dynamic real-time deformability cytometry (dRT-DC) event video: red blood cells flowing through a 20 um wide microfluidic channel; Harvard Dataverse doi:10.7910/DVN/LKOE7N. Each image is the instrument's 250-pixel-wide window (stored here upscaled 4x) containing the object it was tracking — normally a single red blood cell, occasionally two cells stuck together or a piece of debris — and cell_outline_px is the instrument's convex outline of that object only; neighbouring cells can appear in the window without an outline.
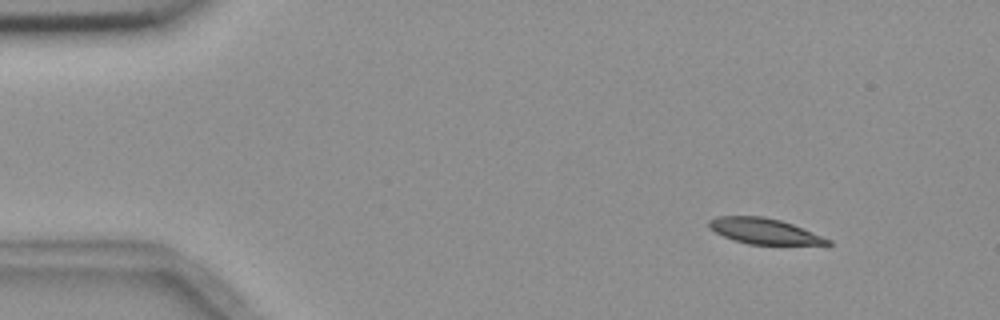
{"species": "common noctule bat (a hibernating species)", "species_latin": "Nyctalus noctula", "temperature_condition": "room temperature", "stored_images_in_passage": 7, "camera_frame_rate_fps": 3000, "um_per_image_px": 0.085, "animal": {"sex": "female", "body_mass_g": 18.4}, "frame": {"image": 1, "passage_image": 2, "time_ms": 1.0, "image_size_px": [1000, 320], "cell_outline_px": [[832, 244], [828, 248], [748, 244], [724, 236], [708, 228], [708, 220], [716, 216], [764, 216], [780, 220], [792, 224], [832, 240]], "centroid_in_image_um": [65.13, 19.71], "position_along_channel_um": 19.9, "area_um2": 18.73}}
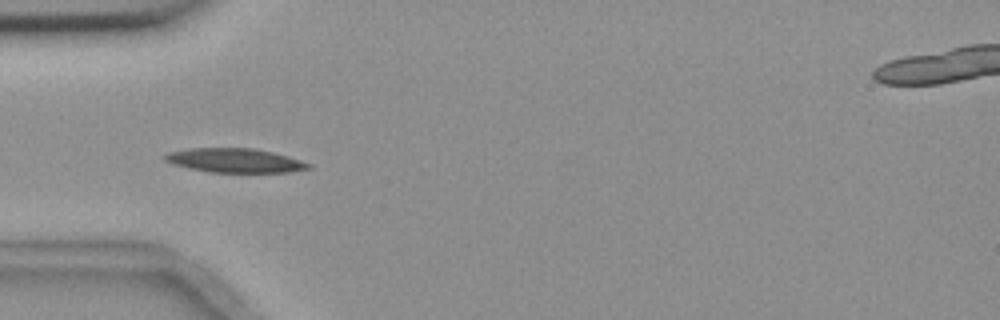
{"frame": {"image": 2, "passage_image": 5, "time_ms": 4.667, "image_size_px": [1000, 320], "cell_outline_px": [[312, 168], [288, 172], [208, 172], [188, 168], [172, 164], [164, 160], [160, 156], [168, 152], [188, 148], [256, 148], [288, 156], [312, 164]], "centroid_in_image_um": [19.92, 13.63], "position_along_channel_um": 65.1, "area_um2": 20.4}}
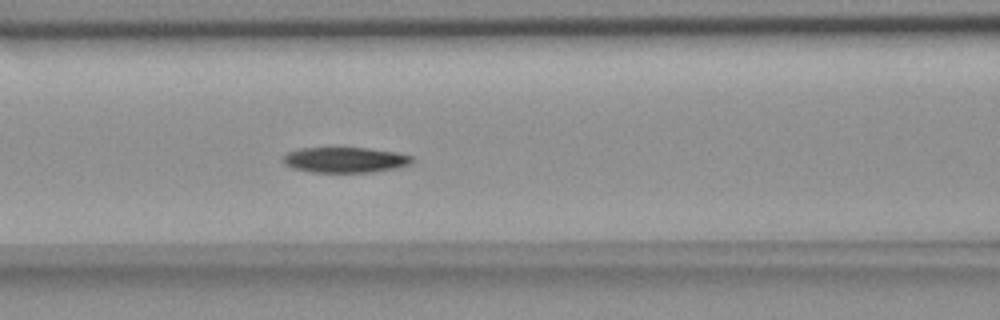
{"frame": {"image": 3, "passage_image": 7, "time_ms": 6.667, "image_size_px": [1000, 320], "cell_outline_px": [[412, 164], [396, 168], [372, 172], [312, 172], [292, 168], [284, 164], [280, 160], [288, 152], [300, 148], [368, 148], [396, 152], [412, 156]], "centroid_in_image_um": [29.31, 13.59], "position_along_channel_um": 137.3, "area_um2": 19.19}}